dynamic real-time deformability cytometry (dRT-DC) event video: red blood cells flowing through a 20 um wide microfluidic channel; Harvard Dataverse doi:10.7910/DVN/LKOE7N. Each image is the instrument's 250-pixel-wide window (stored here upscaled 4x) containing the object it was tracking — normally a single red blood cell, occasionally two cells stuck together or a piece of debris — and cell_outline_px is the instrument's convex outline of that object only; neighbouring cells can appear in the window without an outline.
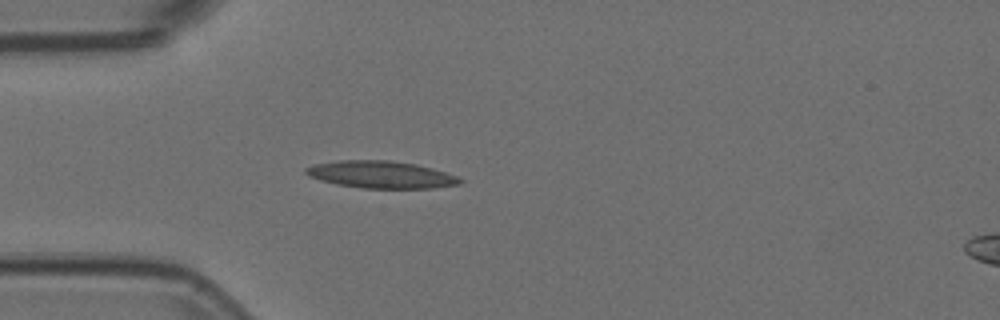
{"species": "Egyptian fruit bat (a non-hibernating species)", "species_latin": "Rousettus aegyptiacus", "temperature_condition": "room temperature", "stored_images_in_passage": 4, "camera_frame_rate_fps": 3000, "um_per_image_px": 0.085, "animal": {"sex": "female"}, "frame": {"image": 1, "passage_image": 3, "time_ms": 0.667, "image_size_px": [1000, 320], "cell_outline_px": [[464, 180], [460, 184], [432, 188], [360, 188], [336, 184], [320, 180], [308, 176], [304, 172], [304, 168], [312, 164], [340, 160], [388, 160], [416, 164], [432, 168], [456, 176]], "centroid_in_image_um": [32.34, 14.84], "position_along_channel_um": 52.7, "area_um2": 24.51}}